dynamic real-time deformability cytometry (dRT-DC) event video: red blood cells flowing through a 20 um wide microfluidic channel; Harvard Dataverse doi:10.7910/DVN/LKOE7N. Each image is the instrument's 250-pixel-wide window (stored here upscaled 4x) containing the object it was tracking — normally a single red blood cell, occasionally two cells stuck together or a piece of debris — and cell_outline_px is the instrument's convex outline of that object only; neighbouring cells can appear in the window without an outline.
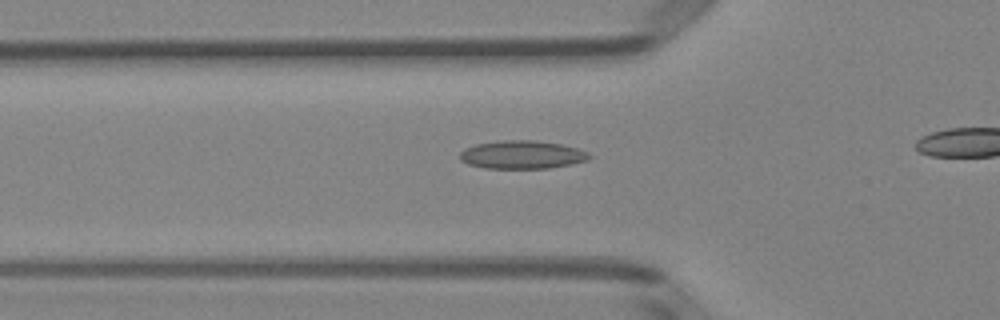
{"species": "Egyptian fruit bat (a non-hibernating species)", "species_latin": "Rousettus aegyptiacus", "temperature_condition": "room temperature", "stored_images_in_passage": 37, "camera_frame_rate_fps": 3000, "um_per_image_px": 0.085, "animal": {"sex": "female"}, "frame": {"image": 1, "passage_image": 13, "time_ms": 4.0, "image_size_px": [1000, 320], "cell_outline_px": [[592, 156], [588, 160], [572, 164], [548, 168], [484, 168], [468, 164], [460, 160], [460, 152], [464, 148], [476, 144], [504, 140], [536, 140], [560, 144], [576, 148], [588, 152]], "centroid_in_image_um": [44.37, 13.15], "position_along_channel_um": 81.4, "area_um2": 21.27}}
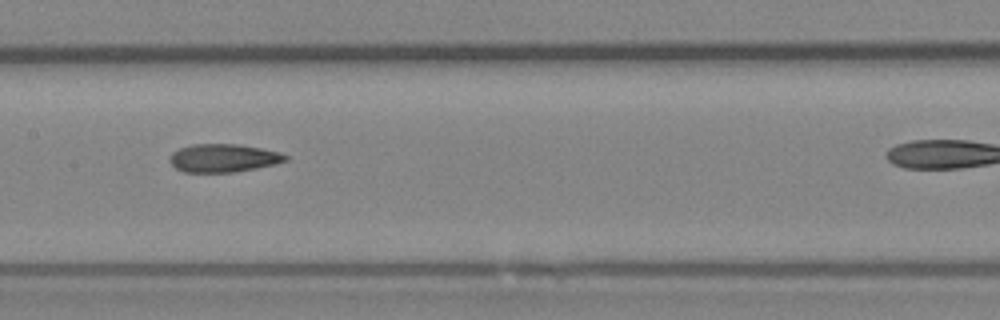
{"frame": {"image": 2, "passage_image": 21, "time_ms": 6.667, "image_size_px": [1000, 320], "cell_outline_px": [[288, 160], [276, 164], [256, 168], [232, 172], [184, 172], [176, 168], [168, 160], [172, 152], [180, 148], [192, 144], [236, 144], [260, 148], [280, 152], [288, 156]], "centroid_in_image_um": [18.98, 13.43], "position_along_channel_um": 188.4, "area_um2": 18.96}}
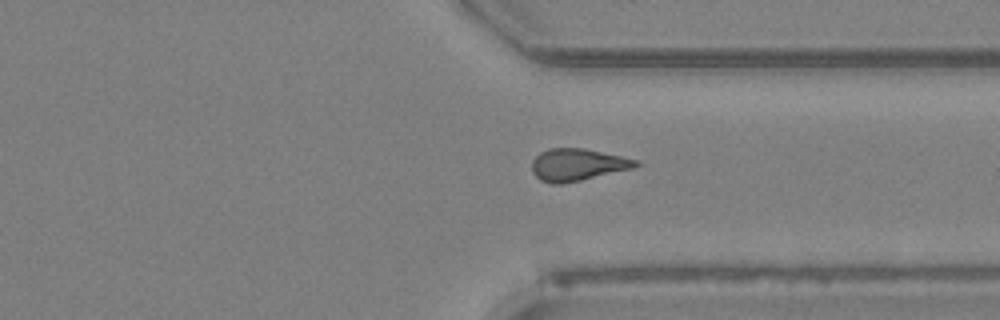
{"frame": {"image": 3, "passage_image": 34, "time_ms": 11.0, "image_size_px": [1000, 320], "cell_outline_px": [[640, 164], [636, 168], [564, 184], [552, 184], [540, 180], [532, 172], [532, 160], [540, 152], [548, 148], [584, 148], [640, 160]], "centroid_in_image_um": [49.11, 14.01], "position_along_channel_um": 362.3, "area_um2": 19.77}}